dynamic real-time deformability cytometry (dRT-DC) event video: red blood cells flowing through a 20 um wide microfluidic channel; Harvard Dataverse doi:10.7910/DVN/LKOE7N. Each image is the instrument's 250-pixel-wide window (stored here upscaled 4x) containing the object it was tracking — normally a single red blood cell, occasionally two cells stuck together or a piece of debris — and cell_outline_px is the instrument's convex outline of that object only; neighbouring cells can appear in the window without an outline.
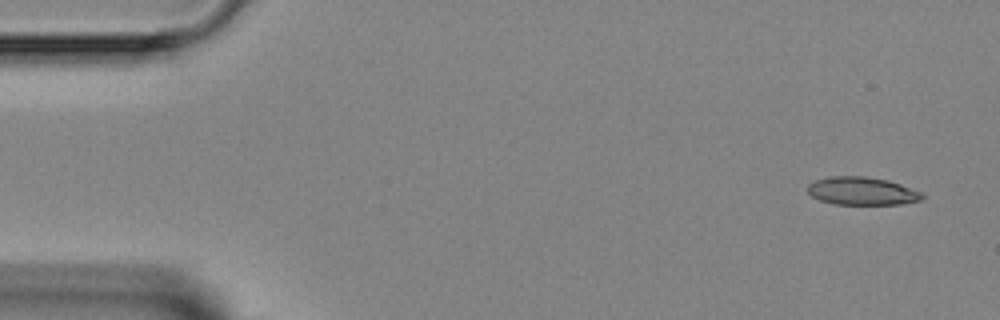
{"species": "Egyptian fruit bat (a non-hibernating species)", "species_latin": "Rousettus aegyptiacus", "temperature_condition": "room temperature", "stored_images_in_passage": 5, "camera_frame_rate_fps": 3000, "um_per_image_px": 0.085, "animal": {"sex": "female"}, "frame": {"image": 1, "passage_image": 1, "time_ms": 0.0, "image_size_px": [1000, 320], "cell_outline_px": [[924, 196], [920, 200], [900, 204], [832, 204], [820, 200], [812, 196], [808, 192], [808, 184], [816, 180], [828, 176], [864, 176], [888, 180], [900, 184], [920, 192]], "centroid_in_image_um": [73.23, 16.23], "position_along_channel_um": 11.8, "area_um2": 18.55}}